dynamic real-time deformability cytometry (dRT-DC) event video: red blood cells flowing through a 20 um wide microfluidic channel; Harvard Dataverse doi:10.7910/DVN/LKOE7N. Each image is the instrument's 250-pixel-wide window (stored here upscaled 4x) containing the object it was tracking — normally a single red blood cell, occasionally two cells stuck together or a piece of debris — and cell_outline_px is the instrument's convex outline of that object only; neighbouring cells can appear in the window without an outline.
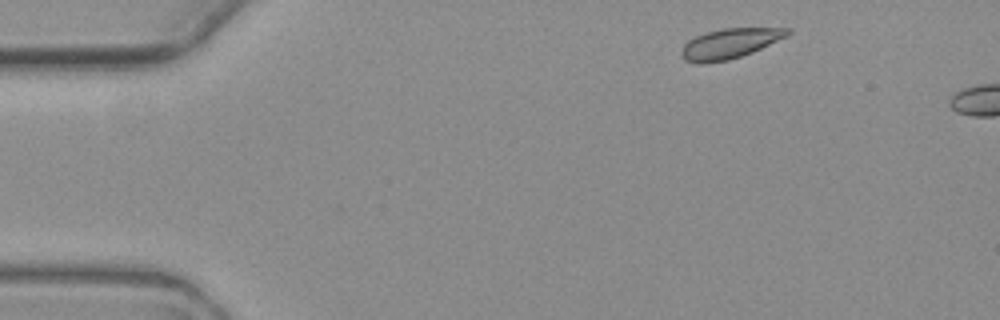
{"species": "common noctule bat (a hibernating species)", "species_latin": "Nyctalus noctula", "temperature_condition": "warm", "stored_images_in_passage": 2, "camera_frame_rate_fps": 3000, "um_per_image_px": 0.085, "animal": {"sex": "female", "body_mass_g": 19.3, "forearm_length_mm": 54.1}, "frame": {"image": 1, "passage_image": 1, "time_ms": 0.0, "image_size_px": [1000, 320], "cell_outline_px": [[792, 32], [788, 36], [752, 52], [728, 60], [704, 64], [684, 60], [680, 52], [684, 44], [688, 40], [704, 32], [724, 28], [792, 28]], "centroid_in_image_um": [62.03, 3.69], "position_along_channel_um": 23.0, "area_um2": 18.61}}